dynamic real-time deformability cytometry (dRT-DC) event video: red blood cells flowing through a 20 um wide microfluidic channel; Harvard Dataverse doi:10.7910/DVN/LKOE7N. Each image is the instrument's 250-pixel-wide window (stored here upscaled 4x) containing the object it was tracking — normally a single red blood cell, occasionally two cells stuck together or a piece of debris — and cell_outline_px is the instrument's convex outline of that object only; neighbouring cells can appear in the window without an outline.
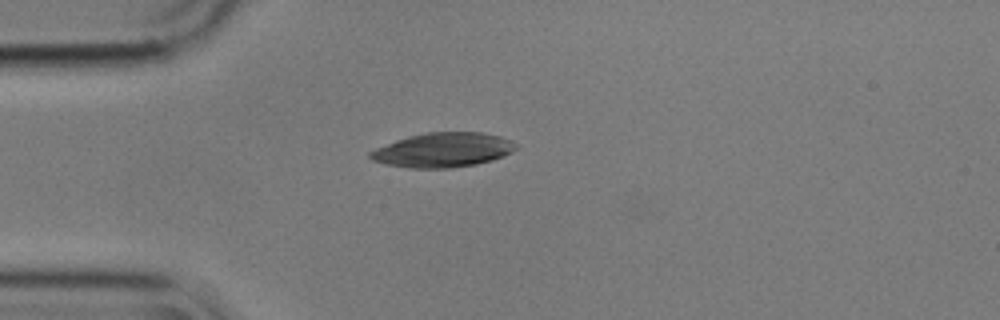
{"species": "common noctule bat (a hibernating species)", "species_latin": "Nyctalus noctula", "temperature_condition": "cold", "stored_images_in_passage": 25, "camera_frame_rate_fps": 3000, "um_per_image_px": 0.085, "animal": {"sex": "male", "body_mass_g": 17.9}, "frame": {"image": 1, "passage_image": 1, "time_ms": 0.0, "image_size_px": [1000, 320], "cell_outline_px": [[520, 148], [504, 156], [492, 160], [476, 164], [452, 168], [408, 168], [384, 164], [372, 160], [368, 156], [368, 152], [376, 148], [396, 140], [408, 136], [428, 132], [480, 132], [500, 136], [512, 140]], "centroid_in_image_um": [37.67, 12.75], "position_along_channel_um": 47.3, "area_um2": 29.54}}
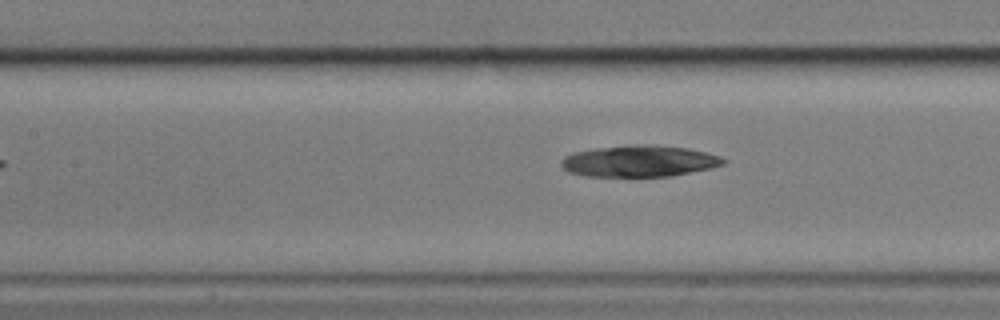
{"frame": {"image": 2, "passage_image": 11, "time_ms": 3.333, "image_size_px": [1000, 320], "cell_outline_px": [[728, 160], [724, 164], [712, 168], [672, 176], [584, 176], [568, 172], [560, 164], [560, 160], [564, 156], [576, 152], [592, 148], [628, 144], [652, 144], [688, 148], [720, 156]], "centroid_in_image_um": [54.33, 13.68], "position_along_channel_um": 153.1, "area_um2": 30.06}}
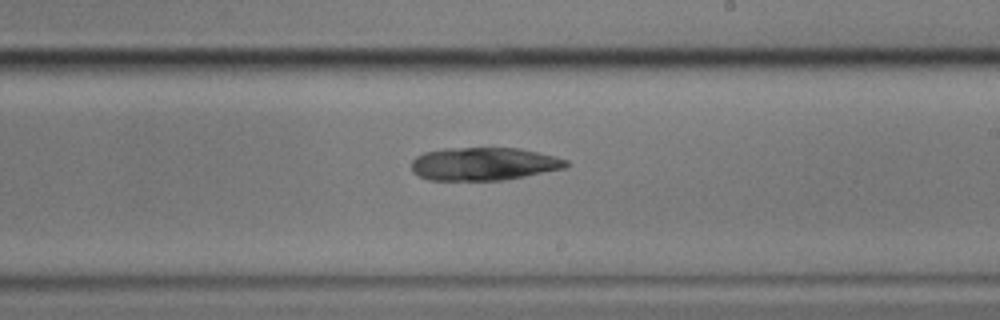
{"frame": {"image": 3, "passage_image": 19, "time_ms": 6.0, "image_size_px": [1000, 320], "cell_outline_px": [[568, 168], [504, 180], [428, 180], [412, 172], [412, 160], [416, 156], [424, 152], [444, 148], [520, 148], [556, 156], [568, 160]], "centroid_in_image_um": [41.14, 13.93], "position_along_channel_um": 247.9, "area_um2": 30.0}}